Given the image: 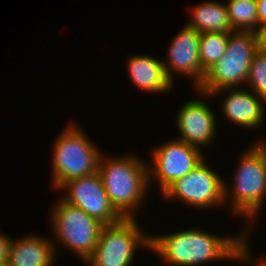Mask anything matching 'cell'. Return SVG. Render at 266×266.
Returning a JSON list of instances; mask_svg holds the SVG:
<instances>
[{"label": "cell", "instance_id": "cell-1", "mask_svg": "<svg viewBox=\"0 0 266 266\" xmlns=\"http://www.w3.org/2000/svg\"><path fill=\"white\" fill-rule=\"evenodd\" d=\"M247 235L221 237L197 230H184L161 236L150 235V248L163 261L176 266H199L219 259L249 261Z\"/></svg>", "mask_w": 266, "mask_h": 266}, {"label": "cell", "instance_id": "cell-2", "mask_svg": "<svg viewBox=\"0 0 266 266\" xmlns=\"http://www.w3.org/2000/svg\"><path fill=\"white\" fill-rule=\"evenodd\" d=\"M148 166L135 155L108 159L100 156L97 172L110 203L123 218H134V211L146 198Z\"/></svg>", "mask_w": 266, "mask_h": 266}, {"label": "cell", "instance_id": "cell-3", "mask_svg": "<svg viewBox=\"0 0 266 266\" xmlns=\"http://www.w3.org/2000/svg\"><path fill=\"white\" fill-rule=\"evenodd\" d=\"M257 50L255 32H230L224 55L206 72L204 81L197 91L199 90L203 96L210 97L245 83Z\"/></svg>", "mask_w": 266, "mask_h": 266}, {"label": "cell", "instance_id": "cell-4", "mask_svg": "<svg viewBox=\"0 0 266 266\" xmlns=\"http://www.w3.org/2000/svg\"><path fill=\"white\" fill-rule=\"evenodd\" d=\"M265 143L254 144L240 158L231 196L225 184L224 200L231 199L233 212L251 220L260 211L266 196Z\"/></svg>", "mask_w": 266, "mask_h": 266}, {"label": "cell", "instance_id": "cell-5", "mask_svg": "<svg viewBox=\"0 0 266 266\" xmlns=\"http://www.w3.org/2000/svg\"><path fill=\"white\" fill-rule=\"evenodd\" d=\"M53 152V186L57 189L71 179L98 171L101 153L76 125H68L60 134Z\"/></svg>", "mask_w": 266, "mask_h": 266}, {"label": "cell", "instance_id": "cell-6", "mask_svg": "<svg viewBox=\"0 0 266 266\" xmlns=\"http://www.w3.org/2000/svg\"><path fill=\"white\" fill-rule=\"evenodd\" d=\"M135 218L105 225L92 255L86 260L91 266H130L137 247L150 248V236L139 229Z\"/></svg>", "mask_w": 266, "mask_h": 266}, {"label": "cell", "instance_id": "cell-7", "mask_svg": "<svg viewBox=\"0 0 266 266\" xmlns=\"http://www.w3.org/2000/svg\"><path fill=\"white\" fill-rule=\"evenodd\" d=\"M52 213L57 240L86 261L94 252L104 225L63 199L53 208Z\"/></svg>", "mask_w": 266, "mask_h": 266}, {"label": "cell", "instance_id": "cell-8", "mask_svg": "<svg viewBox=\"0 0 266 266\" xmlns=\"http://www.w3.org/2000/svg\"><path fill=\"white\" fill-rule=\"evenodd\" d=\"M205 159L184 177L177 179L162 194L167 199H179L196 208H213L225 203V182Z\"/></svg>", "mask_w": 266, "mask_h": 266}, {"label": "cell", "instance_id": "cell-9", "mask_svg": "<svg viewBox=\"0 0 266 266\" xmlns=\"http://www.w3.org/2000/svg\"><path fill=\"white\" fill-rule=\"evenodd\" d=\"M152 158L153 167H148L149 182L152 176L159 180L162 193L204 160L200 148L178 139L156 147Z\"/></svg>", "mask_w": 266, "mask_h": 266}, {"label": "cell", "instance_id": "cell-10", "mask_svg": "<svg viewBox=\"0 0 266 266\" xmlns=\"http://www.w3.org/2000/svg\"><path fill=\"white\" fill-rule=\"evenodd\" d=\"M59 189L69 190L66 196L61 197L64 201L82 209L104 226L115 224L123 219L110 203L98 172L71 179Z\"/></svg>", "mask_w": 266, "mask_h": 266}, {"label": "cell", "instance_id": "cell-11", "mask_svg": "<svg viewBox=\"0 0 266 266\" xmlns=\"http://www.w3.org/2000/svg\"><path fill=\"white\" fill-rule=\"evenodd\" d=\"M201 33L188 24L177 34L168 48V61L162 60L167 77L172 82L174 72L190 76L197 89L205 78L199 62V39ZM173 70V71H172ZM173 74H172V73Z\"/></svg>", "mask_w": 266, "mask_h": 266}, {"label": "cell", "instance_id": "cell-12", "mask_svg": "<svg viewBox=\"0 0 266 266\" xmlns=\"http://www.w3.org/2000/svg\"><path fill=\"white\" fill-rule=\"evenodd\" d=\"M204 101L190 100L178 112L177 125L180 130L178 140L199 148L208 145L215 137L216 117Z\"/></svg>", "mask_w": 266, "mask_h": 266}, {"label": "cell", "instance_id": "cell-13", "mask_svg": "<svg viewBox=\"0 0 266 266\" xmlns=\"http://www.w3.org/2000/svg\"><path fill=\"white\" fill-rule=\"evenodd\" d=\"M250 91L232 88L231 93L228 92L223 100L222 110L231 122L243 127L255 128L263 123L265 113L262 105H266V99Z\"/></svg>", "mask_w": 266, "mask_h": 266}, {"label": "cell", "instance_id": "cell-14", "mask_svg": "<svg viewBox=\"0 0 266 266\" xmlns=\"http://www.w3.org/2000/svg\"><path fill=\"white\" fill-rule=\"evenodd\" d=\"M128 74L132 82L145 92L170 91L173 83L166 75L163 62L150 55H137L128 59Z\"/></svg>", "mask_w": 266, "mask_h": 266}, {"label": "cell", "instance_id": "cell-15", "mask_svg": "<svg viewBox=\"0 0 266 266\" xmlns=\"http://www.w3.org/2000/svg\"><path fill=\"white\" fill-rule=\"evenodd\" d=\"M54 244L41 236H27L12 242L8 264L10 266H52Z\"/></svg>", "mask_w": 266, "mask_h": 266}, {"label": "cell", "instance_id": "cell-16", "mask_svg": "<svg viewBox=\"0 0 266 266\" xmlns=\"http://www.w3.org/2000/svg\"><path fill=\"white\" fill-rule=\"evenodd\" d=\"M192 8V18L188 25L200 33H230L234 29L229 20L227 4L206 1Z\"/></svg>", "mask_w": 266, "mask_h": 266}, {"label": "cell", "instance_id": "cell-17", "mask_svg": "<svg viewBox=\"0 0 266 266\" xmlns=\"http://www.w3.org/2000/svg\"><path fill=\"white\" fill-rule=\"evenodd\" d=\"M226 4L234 31H256L259 27L257 0H228Z\"/></svg>", "mask_w": 266, "mask_h": 266}, {"label": "cell", "instance_id": "cell-18", "mask_svg": "<svg viewBox=\"0 0 266 266\" xmlns=\"http://www.w3.org/2000/svg\"><path fill=\"white\" fill-rule=\"evenodd\" d=\"M230 33L204 32L199 39V62L206 73L224 55Z\"/></svg>", "mask_w": 266, "mask_h": 266}, {"label": "cell", "instance_id": "cell-19", "mask_svg": "<svg viewBox=\"0 0 266 266\" xmlns=\"http://www.w3.org/2000/svg\"><path fill=\"white\" fill-rule=\"evenodd\" d=\"M246 83L256 95L266 99V52L257 50L254 54Z\"/></svg>", "mask_w": 266, "mask_h": 266}, {"label": "cell", "instance_id": "cell-20", "mask_svg": "<svg viewBox=\"0 0 266 266\" xmlns=\"http://www.w3.org/2000/svg\"><path fill=\"white\" fill-rule=\"evenodd\" d=\"M13 240L0 233V266L7 264Z\"/></svg>", "mask_w": 266, "mask_h": 266}, {"label": "cell", "instance_id": "cell-21", "mask_svg": "<svg viewBox=\"0 0 266 266\" xmlns=\"http://www.w3.org/2000/svg\"><path fill=\"white\" fill-rule=\"evenodd\" d=\"M257 38V49L266 52V22L259 25L255 31Z\"/></svg>", "mask_w": 266, "mask_h": 266}, {"label": "cell", "instance_id": "cell-22", "mask_svg": "<svg viewBox=\"0 0 266 266\" xmlns=\"http://www.w3.org/2000/svg\"><path fill=\"white\" fill-rule=\"evenodd\" d=\"M259 25L266 22V0H257Z\"/></svg>", "mask_w": 266, "mask_h": 266}, {"label": "cell", "instance_id": "cell-23", "mask_svg": "<svg viewBox=\"0 0 266 266\" xmlns=\"http://www.w3.org/2000/svg\"><path fill=\"white\" fill-rule=\"evenodd\" d=\"M263 261H260L256 266H266V260Z\"/></svg>", "mask_w": 266, "mask_h": 266}]
</instances>
